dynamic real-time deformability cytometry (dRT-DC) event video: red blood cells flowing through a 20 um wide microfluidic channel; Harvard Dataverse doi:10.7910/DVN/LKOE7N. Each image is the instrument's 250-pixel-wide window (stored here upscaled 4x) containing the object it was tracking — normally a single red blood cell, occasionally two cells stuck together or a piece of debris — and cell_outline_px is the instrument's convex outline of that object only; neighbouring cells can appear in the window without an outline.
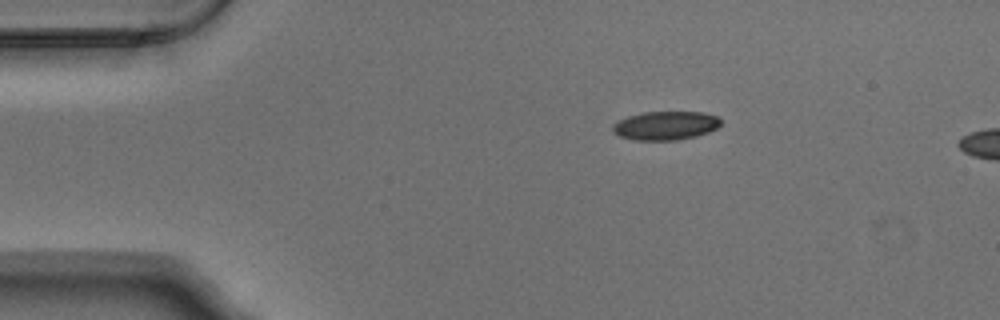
{"species": "Egyptian fruit bat (a non-hibernating species)", "species_latin": "Rousettus aegyptiacus", "temperature_condition": "warm", "stored_images_in_passage": 2, "camera_frame_rate_fps": 3000, "um_per_image_px": 0.085, "animal": {"sex": "male"}, "frame": {"image": 1, "passage_image": 1, "time_ms": 0.0, "image_size_px": [1000, 320], "cell_outline_px": [[720, 124], [716, 128], [708, 132], [696, 136], [676, 140], [632, 140], [620, 136], [612, 132], [612, 124], [616, 120], [628, 116], [644, 112], [704, 112], [716, 116], [720, 120]], "centroid_in_image_um": [56.52, 10.67], "position_along_channel_um": 28.5, "area_um2": 18.15}}